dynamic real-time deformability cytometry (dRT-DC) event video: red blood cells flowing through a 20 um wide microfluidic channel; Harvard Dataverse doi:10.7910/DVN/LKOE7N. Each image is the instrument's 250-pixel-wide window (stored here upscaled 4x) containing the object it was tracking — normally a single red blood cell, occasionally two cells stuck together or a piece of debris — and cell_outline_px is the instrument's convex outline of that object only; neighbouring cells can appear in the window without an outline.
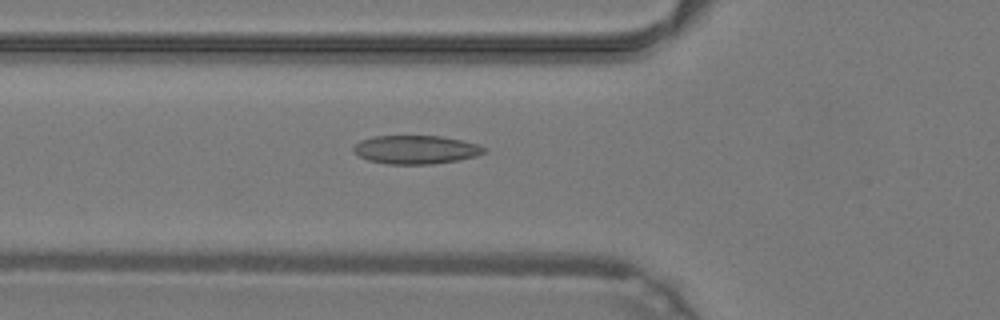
{"species": "common noctule bat (a hibernating species)", "species_latin": "Nyctalus noctula", "temperature_condition": "warm", "stored_images_in_passage": 43, "camera_frame_rate_fps": 3000, "um_per_image_px": 0.085, "animal": {"sex": "male", "body_mass_g": 19.2, "forearm_length_mm": 51.8}, "frame": {"image": 1, "passage_image": 12, "time_ms": 3.667, "image_size_px": [1000, 320], "cell_outline_px": [[488, 152], [476, 156], [456, 160], [432, 164], [388, 164], [368, 160], [360, 156], [352, 148], [360, 140], [372, 136], [440, 136], [460, 140], [476, 144], [488, 148]], "centroid_in_image_um": [35.36, 12.72], "position_along_channel_um": 90.4, "area_um2": 21.62}}
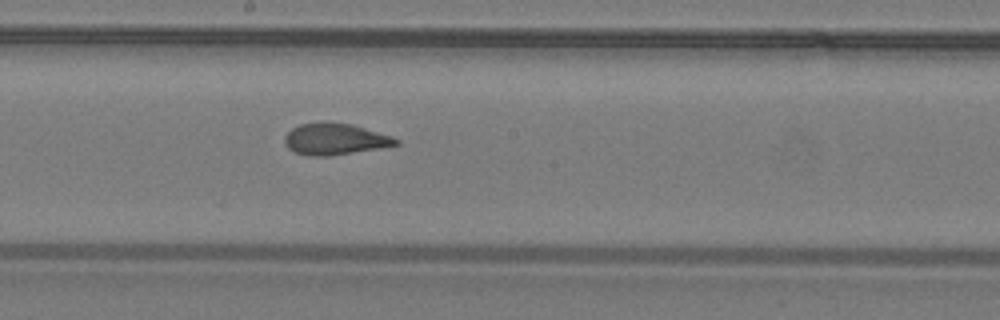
{"frame": {"image": 2, "passage_image": 21, "time_ms": 6.667, "image_size_px": [1000, 320], "cell_outline_px": [[400, 144], [328, 156], [308, 156], [292, 152], [284, 144], [284, 136], [292, 128], [300, 124], [324, 120], [328, 120], [352, 124], [392, 136], [400, 140]], "centroid_in_image_um": [28.41, 11.8], "position_along_channel_um": 219.8, "area_um2": 20.69}}
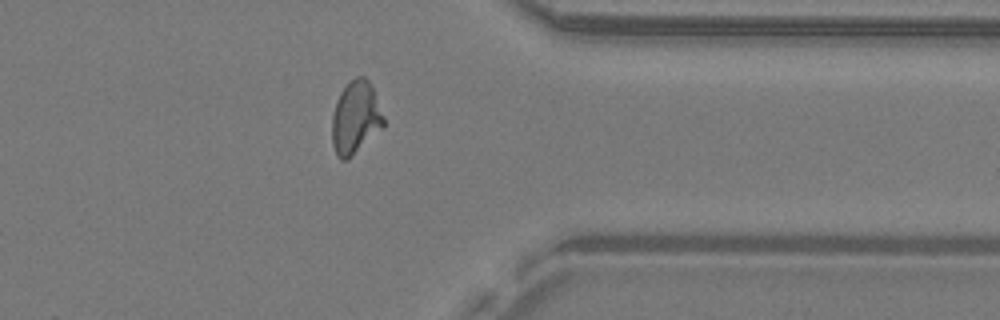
{"frame": {"image": 3, "passage_image": 33, "time_ms": 10.667, "image_size_px": [1000, 320], "cell_outline_px": [[384, 128], [344, 160], [340, 160], [336, 156], [332, 144], [332, 116], [336, 100], [340, 92], [356, 76], [364, 76], [368, 80], [372, 88], [384, 116]], "centroid_in_image_um": [30.21, 10.0], "position_along_channel_um": 381.2, "area_um2": 21.62}, "authors_computed_cell_mechanics": {"area_um2": 21.3282, "velocity_mm_per_s": 4.2776, "shape_relaxation_time_tau1_ms": null, "shape_relaxation_time_tau2_ms": 0.898, "deformation_change_tau1": null, "deformation_change_tau2": 0.0841}}